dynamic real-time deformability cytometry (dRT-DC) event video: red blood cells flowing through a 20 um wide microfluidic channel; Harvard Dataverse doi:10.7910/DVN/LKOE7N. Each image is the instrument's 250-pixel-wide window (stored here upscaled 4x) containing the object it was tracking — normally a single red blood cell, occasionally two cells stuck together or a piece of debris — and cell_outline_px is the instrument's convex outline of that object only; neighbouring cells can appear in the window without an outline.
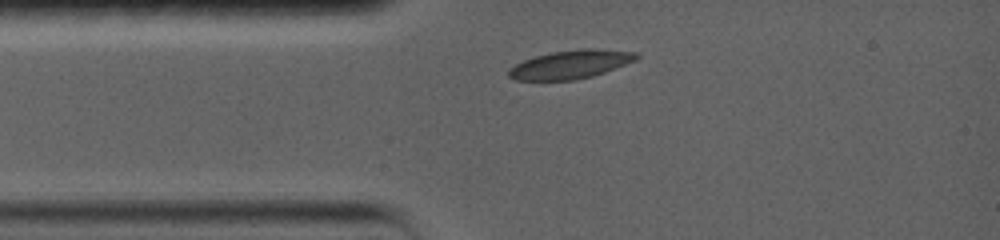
{"species": "common noctule bat (a hibernating species)", "species_latin": "Nyctalus noctula", "temperature_condition": "warm", "stored_images_in_passage": 23, "camera_frame_rate_fps": 5000, "um_per_image_px": 0.085, "animal": {"sex": "female", "body_mass_g": 19.0, "forearm_length_mm": 56.7}, "frame": {"image": 1, "passage_image": 1, "time_ms": 0.0, "image_size_px": [1000, 240], "cell_outline_px": [[640, 56], [636, 60], [604, 72], [592, 76], [576, 80], [516, 80], [508, 76], [508, 68], [524, 60], [536, 56], [552, 52], [580, 48], [596, 48], [640, 52]], "centroid_in_image_um": [48.53, 5.46], "position_along_channel_um": 36.5, "area_um2": 21.33}}
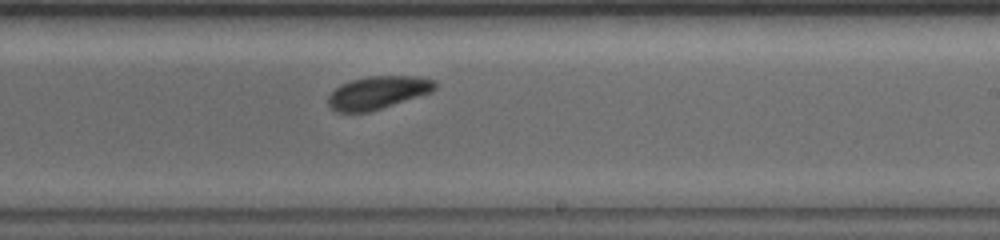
{"frame": {"image": 2, "passage_image": 11, "time_ms": 6.2, "image_size_px": [1000, 240], "cell_outline_px": [[436, 88], [432, 92], [368, 112], [336, 112], [328, 104], [328, 96], [340, 84], [352, 80], [368, 76], [412, 76], [436, 80]], "centroid_in_image_um": [32.11, 7.86], "position_along_channel_um": 256.9, "area_um2": 20.29}}
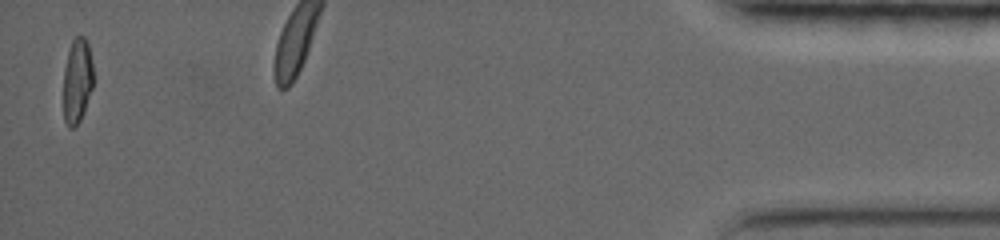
{"frame": {"image": 3, "passage_image": 22, "time_ms": 11.8, "image_size_px": [1000, 240], "cell_outline_px": [[92, 88], [80, 120], [72, 128], [68, 128], [64, 120], [64, 68], [68, 52], [72, 40], [76, 36], [84, 36], [88, 44], [92, 64]], "centroid_in_image_um": [6.55, 6.85], "position_along_channel_um": 428.7, "area_um2": 14.51}, "authors_computed_cell_mechanics": {"area_um2": 20.808, "velocity_mm_per_s": 3.6769, "shape_relaxation_time_tau1_ms": 2.3332, "shape_relaxation_time_tau2_ms": null, "deformation_change_tau1": 0.0806, "deformation_change_tau2": null}}